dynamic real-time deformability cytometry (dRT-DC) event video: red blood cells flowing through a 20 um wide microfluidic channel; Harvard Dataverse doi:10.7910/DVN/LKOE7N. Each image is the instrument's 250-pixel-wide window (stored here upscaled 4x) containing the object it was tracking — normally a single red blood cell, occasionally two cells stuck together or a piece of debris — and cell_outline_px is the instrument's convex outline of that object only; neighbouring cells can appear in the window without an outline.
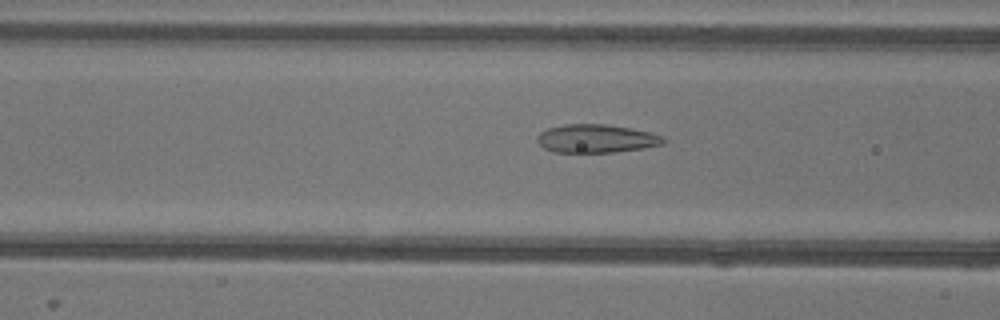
{"species": "common noctule bat (a hibernating species)", "species_latin": "Nyctalus noctula", "temperature_condition": "warm", "stored_images_in_passage": 47, "camera_frame_rate_fps": 3000, "um_per_image_px": 0.085, "animal": {"sex": "female"}, "frame": {"image": 1, "passage_image": 15, "time_ms": 4.667, "image_size_px": [1000, 320], "cell_outline_px": [[668, 140], [664, 144], [644, 148], [612, 152], [552, 152], [544, 148], [536, 140], [536, 136], [540, 132], [548, 128], [564, 124], [604, 124], [628, 128], [648, 132], [664, 136]], "centroid_in_image_um": [50.68, 11.78], "position_along_channel_um": 115.9, "area_um2": 20.87}}
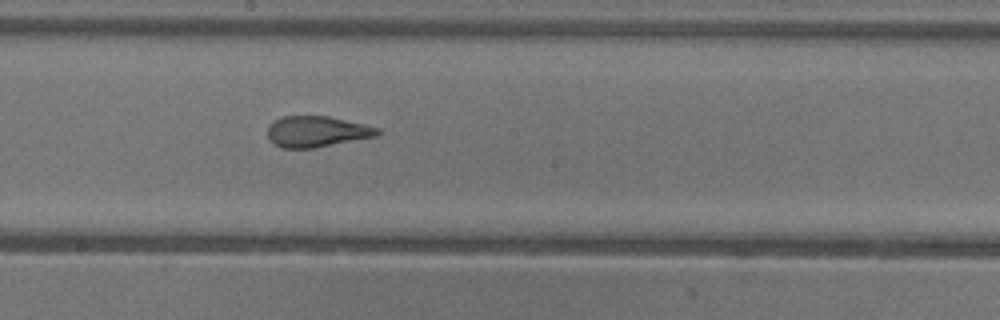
{"frame": {"image": 2, "passage_image": 23, "time_ms": 7.333, "image_size_px": [1000, 320], "cell_outline_px": [[380, 132], [376, 136], [316, 148], [284, 148], [268, 140], [268, 128], [276, 120], [284, 116], [328, 116], [364, 124], [380, 128]], "centroid_in_image_um": [26.95, 11.19], "position_along_channel_um": 221.3, "area_um2": 19.65}}
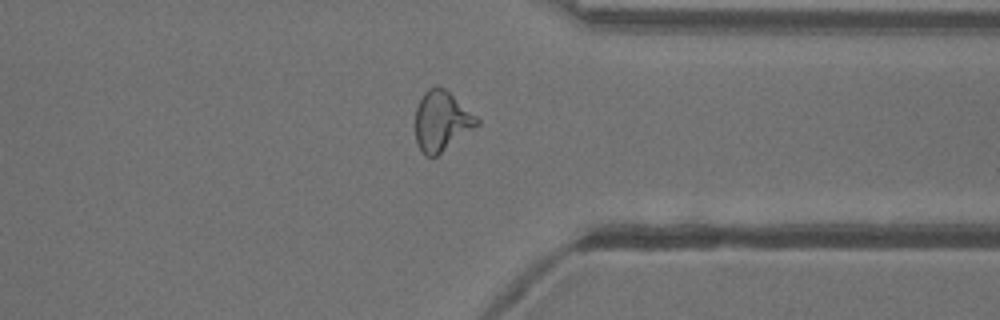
{"frame": {"image": 3, "passage_image": 35, "time_ms": 11.333, "image_size_px": [1000, 320], "cell_outline_px": [[480, 124], [436, 156], [428, 156], [416, 144], [416, 108], [424, 92], [428, 88], [436, 84], [444, 88], [476, 116], [480, 120]], "centroid_in_image_um": [37.53, 10.27], "position_along_channel_um": 373.9, "area_um2": 21.21}, "authors_computed_cell_mechanics": {"area_um2": 21.4438, "velocity_mm_per_s": 3.943, "shape_relaxation_time_tau1_ms": 10.3919, "shape_relaxation_time_tau2_ms": 1.0691, "deformation_change_tau1": 0.2712, "deformation_change_tau2": 0.1011}}